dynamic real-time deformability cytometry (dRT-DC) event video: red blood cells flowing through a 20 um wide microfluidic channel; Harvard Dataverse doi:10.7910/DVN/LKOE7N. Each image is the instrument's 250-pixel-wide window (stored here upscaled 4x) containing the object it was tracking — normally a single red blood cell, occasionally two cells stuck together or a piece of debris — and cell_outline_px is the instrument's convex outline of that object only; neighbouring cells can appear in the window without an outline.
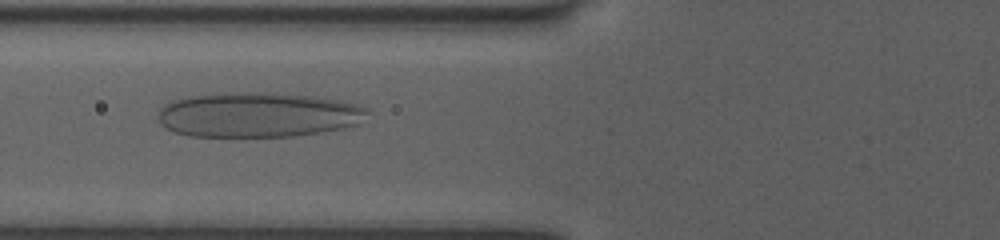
{"species": "human", "species_latin": "Homo sapiens", "temperature_condition": "room temperature", "stored_images_in_passage": 26, "camera_frame_rate_fps": 3000, "um_per_image_px": 0.085, "donor": {"sex": "female"}, "frame": {"image": 1, "passage_image": 7, "time_ms": 2.333, "image_size_px": [1000, 240], "cell_outline_px": [[368, 112], [356, 124], [340, 128], [320, 132], [292, 136], [188, 136], [176, 132], [160, 124], [156, 116], [160, 108], [164, 104], [188, 96], [224, 92], [284, 92], [340, 100], [360, 104], [368, 108]], "centroid_in_image_um": [21.9, 9.73], "position_along_channel_um": 103.9, "area_um2": 55.08}}
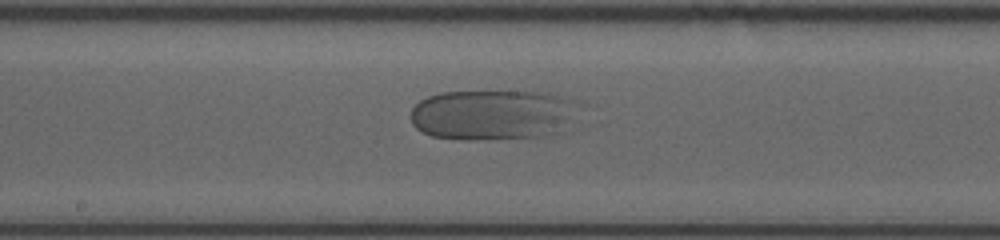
{"frame": {"image": 2, "passage_image": 14, "time_ms": 5.0, "image_size_px": [1000, 240], "cell_outline_px": [[564, 100], [556, 132], [544, 136], [468, 140], [460, 140], [432, 136], [416, 128], [412, 124], [412, 108], [420, 100], [428, 96], [440, 92], [532, 92], [556, 96]], "centroid_in_image_um": [41.44, 9.78], "position_along_channel_um": 206.8, "area_um2": 46.07}}
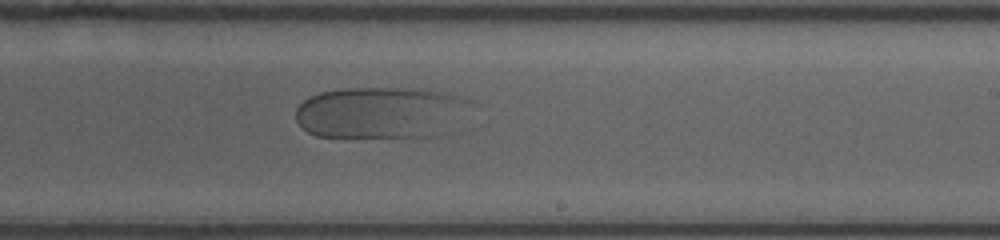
{"frame": {"image": 3, "passage_image": 17, "time_ms": 6.333, "image_size_px": [1000, 240], "cell_outline_px": [[476, 104], [420, 136], [316, 136], [308, 132], [296, 120], [296, 108], [304, 100], [320, 92], [344, 88], [420, 88], [440, 92], [472, 100]], "centroid_in_image_um": [32.14, 9.5], "position_along_channel_um": 256.9, "area_um2": 50.23}}